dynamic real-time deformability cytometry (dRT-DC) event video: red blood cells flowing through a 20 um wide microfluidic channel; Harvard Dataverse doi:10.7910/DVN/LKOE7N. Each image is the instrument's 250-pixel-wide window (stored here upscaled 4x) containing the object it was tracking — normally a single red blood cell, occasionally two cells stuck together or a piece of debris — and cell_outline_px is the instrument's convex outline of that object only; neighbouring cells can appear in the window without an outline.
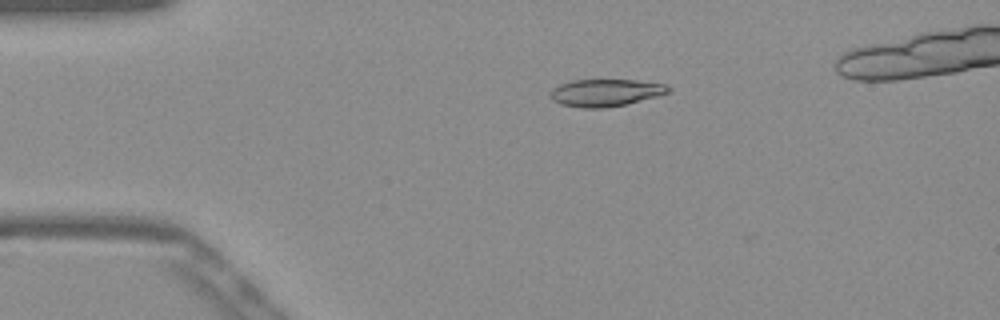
{"species": "Egyptian fruit bat (a non-hibernating species)", "species_latin": "Rousettus aegyptiacus", "temperature_condition": "warm", "stored_images_in_passage": 39, "camera_frame_rate_fps": 3000, "um_per_image_px": 0.085, "frame": {"image": 1, "passage_image": 1, "time_ms": 0.0, "image_size_px": [1000, 320], "cell_outline_px": [[672, 88], [668, 92], [656, 96], [624, 104], [604, 108], [580, 108], [560, 104], [552, 100], [548, 96], [548, 92], [552, 88], [560, 84], [572, 80], [636, 80], [664, 84]], "centroid_in_image_um": [51.38, 7.88], "position_along_channel_um": 33.6, "area_um2": 18.73}}
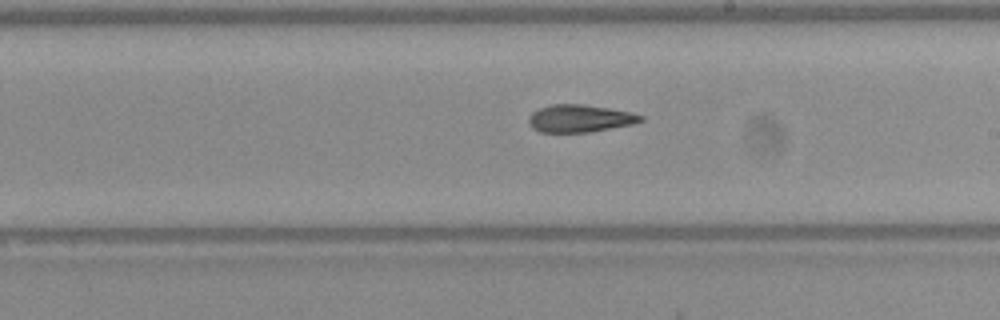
{"frame": {"image": 2, "passage_image": 20, "time_ms": 6.333, "image_size_px": [1000, 320], "cell_outline_px": [[644, 120], [632, 124], [588, 132], [540, 132], [532, 128], [528, 124], [528, 116], [532, 112], [540, 108], [552, 104], [584, 104], [608, 108], [628, 112], [644, 116]], "centroid_in_image_um": [49.24, 10.06], "position_along_channel_um": 239.8, "area_um2": 17.86}}
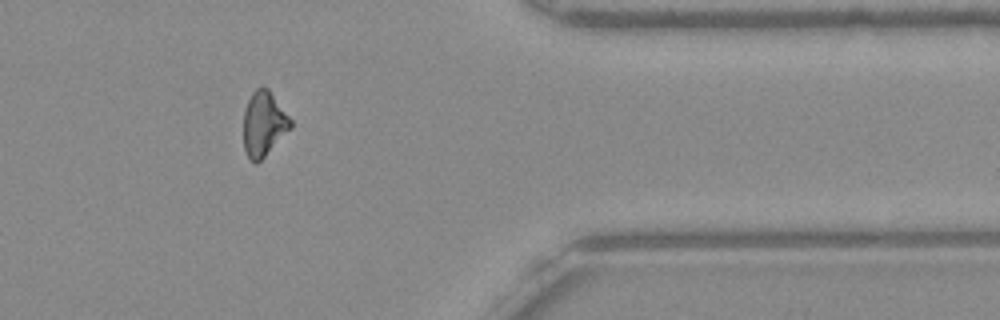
{"frame": {"image": 3, "passage_image": 33, "time_ms": 10.667, "image_size_px": [1000, 320], "cell_outline_px": [[292, 128], [256, 164], [248, 156], [244, 148], [244, 108], [252, 92], [256, 88], [268, 88], [292, 120]], "centroid_in_image_um": [22.42, 10.51], "position_along_channel_um": 389.0, "area_um2": 17.57}, "authors_computed_cell_mechanics": {"area_um2": 18.4382, "velocity_mm_per_s": 3.9032, "shape_relaxation_time_tau1_ms": null, "shape_relaxation_time_tau2_ms": 6.148, "deformation_change_tau1": null, "deformation_change_tau2": 0.1547}}